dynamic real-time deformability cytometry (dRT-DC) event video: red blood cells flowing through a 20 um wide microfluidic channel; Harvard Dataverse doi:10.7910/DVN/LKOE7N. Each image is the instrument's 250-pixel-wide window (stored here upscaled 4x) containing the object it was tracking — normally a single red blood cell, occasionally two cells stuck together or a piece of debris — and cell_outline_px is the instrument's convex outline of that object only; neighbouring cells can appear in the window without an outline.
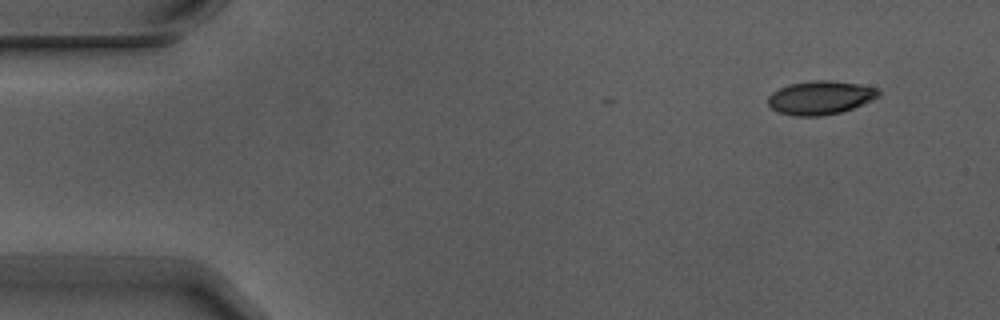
{"species": "Egyptian fruit bat (a non-hibernating species)", "species_latin": "Rousettus aegyptiacus", "temperature_condition": "warm", "stored_images_in_passage": 5, "camera_frame_rate_fps": 3000, "um_per_image_px": 0.085, "animal": {"sex": "male"}, "frame": {"image": 1, "passage_image": 1, "time_ms": 0.0, "image_size_px": [1000, 320], "cell_outline_px": [[880, 96], [872, 100], [852, 108], [840, 112], [820, 116], [796, 116], [780, 112], [772, 108], [768, 104], [768, 96], [772, 92], [788, 84], [812, 80], [828, 80], [860, 84], [876, 88], [880, 92]], "centroid_in_image_um": [69.72, 8.29], "position_along_channel_um": 15.3, "area_um2": 21.56}}